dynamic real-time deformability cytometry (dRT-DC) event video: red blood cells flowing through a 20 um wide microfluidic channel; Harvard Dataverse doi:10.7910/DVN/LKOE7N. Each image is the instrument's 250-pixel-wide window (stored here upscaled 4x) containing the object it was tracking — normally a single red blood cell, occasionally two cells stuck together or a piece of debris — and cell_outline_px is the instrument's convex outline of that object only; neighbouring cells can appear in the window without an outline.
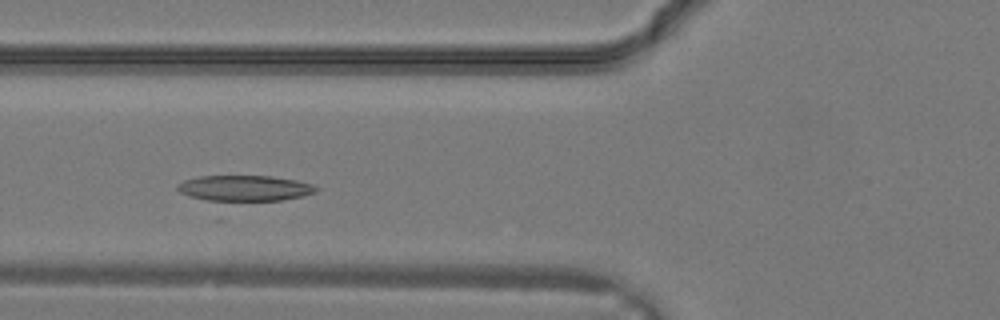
{"species": "common noctule bat (a hibernating species)", "species_latin": "Nyctalus noctula", "temperature_condition": "warm", "stored_images_in_passage": 23, "camera_frame_rate_fps": 3000, "um_per_image_px": 0.085, "animal": {"sex": "male", "body_mass_g": 19.2, "forearm_length_mm": 51.8}, "frame": {"image": 1, "passage_image": 8, "time_ms": 2.333, "image_size_px": [1000, 320], "cell_outline_px": [[320, 188], [316, 192], [304, 196], [280, 200], [220, 204], [216, 204], [188, 196], [180, 192], [176, 188], [176, 184], [184, 180], [200, 176], [272, 176], [296, 180], [312, 184]], "centroid_in_image_um": [20.74, 16.05], "position_along_channel_um": 105.1, "area_um2": 21.96}}
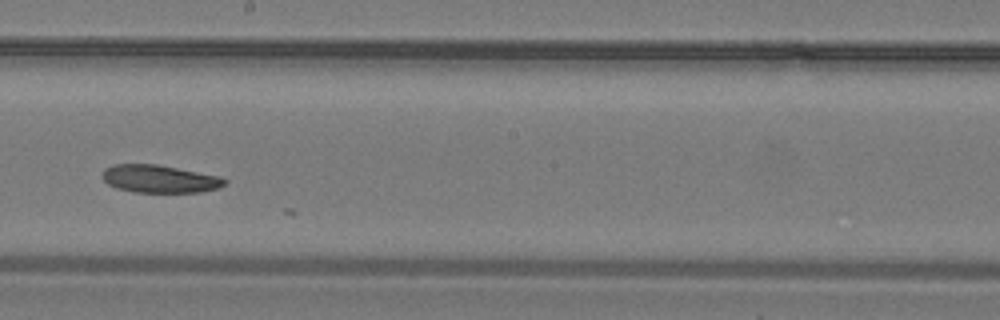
{"frame": {"image": 2, "passage_image": 14, "time_ms": 4.333, "image_size_px": [1000, 320], "cell_outline_px": [[228, 180], [220, 188], [200, 192], [132, 192], [116, 188], [108, 184], [100, 176], [104, 168], [112, 164], [156, 164], [220, 176]], "centroid_in_image_um": [13.53, 15.2], "position_along_channel_um": 234.7, "area_um2": 19.94}}
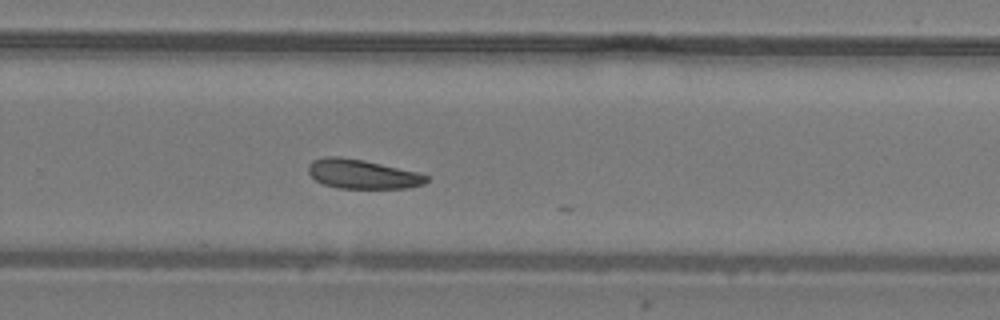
{"frame": {"image": 3, "passage_image": 17, "time_ms": 5.333, "image_size_px": [1000, 320], "cell_outline_px": [[428, 180], [424, 184], [408, 188], [336, 188], [324, 184], [316, 180], [308, 172], [308, 164], [312, 160], [324, 156], [340, 156], [364, 160], [420, 172], [428, 176]], "centroid_in_image_um": [30.8, 14.79], "position_along_channel_um": 299.0, "area_um2": 20.35}}